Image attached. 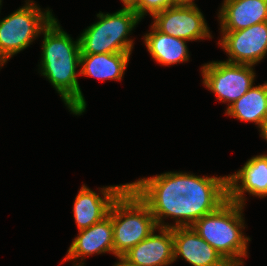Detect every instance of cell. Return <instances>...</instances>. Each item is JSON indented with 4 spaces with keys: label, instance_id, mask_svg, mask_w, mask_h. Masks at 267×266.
Listing matches in <instances>:
<instances>
[{
    "label": "cell",
    "instance_id": "cell-1",
    "mask_svg": "<svg viewBox=\"0 0 267 266\" xmlns=\"http://www.w3.org/2000/svg\"><path fill=\"white\" fill-rule=\"evenodd\" d=\"M128 185L148 205L158 228L192 226L228 199L227 176L166 172ZM166 217L175 218V224H164Z\"/></svg>",
    "mask_w": 267,
    "mask_h": 266
},
{
    "label": "cell",
    "instance_id": "cell-2",
    "mask_svg": "<svg viewBox=\"0 0 267 266\" xmlns=\"http://www.w3.org/2000/svg\"><path fill=\"white\" fill-rule=\"evenodd\" d=\"M41 33L44 35L41 75L53 85L69 111L81 115L87 104L77 80L80 71L76 68L80 66L81 56L79 38L73 41L55 17Z\"/></svg>",
    "mask_w": 267,
    "mask_h": 266
},
{
    "label": "cell",
    "instance_id": "cell-3",
    "mask_svg": "<svg viewBox=\"0 0 267 266\" xmlns=\"http://www.w3.org/2000/svg\"><path fill=\"white\" fill-rule=\"evenodd\" d=\"M243 205L229 198L215 211L197 220L192 227L225 261L242 262L247 257L249 237L243 235Z\"/></svg>",
    "mask_w": 267,
    "mask_h": 266
},
{
    "label": "cell",
    "instance_id": "cell-4",
    "mask_svg": "<svg viewBox=\"0 0 267 266\" xmlns=\"http://www.w3.org/2000/svg\"><path fill=\"white\" fill-rule=\"evenodd\" d=\"M111 219L117 258L158 229L150 208L129 185L112 203Z\"/></svg>",
    "mask_w": 267,
    "mask_h": 266
},
{
    "label": "cell",
    "instance_id": "cell-5",
    "mask_svg": "<svg viewBox=\"0 0 267 266\" xmlns=\"http://www.w3.org/2000/svg\"><path fill=\"white\" fill-rule=\"evenodd\" d=\"M98 22L87 27L79 36L81 54L131 53L133 40L127 36L140 19L132 8L115 13L97 14Z\"/></svg>",
    "mask_w": 267,
    "mask_h": 266
},
{
    "label": "cell",
    "instance_id": "cell-6",
    "mask_svg": "<svg viewBox=\"0 0 267 266\" xmlns=\"http://www.w3.org/2000/svg\"><path fill=\"white\" fill-rule=\"evenodd\" d=\"M45 11L28 0L25 6L0 20V67L26 49L51 22V10Z\"/></svg>",
    "mask_w": 267,
    "mask_h": 266
},
{
    "label": "cell",
    "instance_id": "cell-7",
    "mask_svg": "<svg viewBox=\"0 0 267 266\" xmlns=\"http://www.w3.org/2000/svg\"><path fill=\"white\" fill-rule=\"evenodd\" d=\"M201 72L204 86L217 100L228 102V107L253 86L256 76L253 65L227 61L209 62L203 65Z\"/></svg>",
    "mask_w": 267,
    "mask_h": 266
},
{
    "label": "cell",
    "instance_id": "cell-8",
    "mask_svg": "<svg viewBox=\"0 0 267 266\" xmlns=\"http://www.w3.org/2000/svg\"><path fill=\"white\" fill-rule=\"evenodd\" d=\"M153 26L169 36L195 41L212 38L202 12L196 4H174L153 16Z\"/></svg>",
    "mask_w": 267,
    "mask_h": 266
},
{
    "label": "cell",
    "instance_id": "cell-9",
    "mask_svg": "<svg viewBox=\"0 0 267 266\" xmlns=\"http://www.w3.org/2000/svg\"><path fill=\"white\" fill-rule=\"evenodd\" d=\"M218 44L229 55L227 62L255 65L267 55V21L238 31H221Z\"/></svg>",
    "mask_w": 267,
    "mask_h": 266
},
{
    "label": "cell",
    "instance_id": "cell-10",
    "mask_svg": "<svg viewBox=\"0 0 267 266\" xmlns=\"http://www.w3.org/2000/svg\"><path fill=\"white\" fill-rule=\"evenodd\" d=\"M127 186L128 183L103 187L100 190L103 195L101 197L83 184L73 205V216L78 230L89 228L106 217L114 200Z\"/></svg>",
    "mask_w": 267,
    "mask_h": 266
},
{
    "label": "cell",
    "instance_id": "cell-11",
    "mask_svg": "<svg viewBox=\"0 0 267 266\" xmlns=\"http://www.w3.org/2000/svg\"><path fill=\"white\" fill-rule=\"evenodd\" d=\"M228 198L245 205L244 193L267 196V154L257 155L249 159L236 173L227 176ZM241 183V184H240Z\"/></svg>",
    "mask_w": 267,
    "mask_h": 266
},
{
    "label": "cell",
    "instance_id": "cell-12",
    "mask_svg": "<svg viewBox=\"0 0 267 266\" xmlns=\"http://www.w3.org/2000/svg\"><path fill=\"white\" fill-rule=\"evenodd\" d=\"M147 238L127 251L122 258L133 266H167L174 260L173 228L159 227Z\"/></svg>",
    "mask_w": 267,
    "mask_h": 266
},
{
    "label": "cell",
    "instance_id": "cell-13",
    "mask_svg": "<svg viewBox=\"0 0 267 266\" xmlns=\"http://www.w3.org/2000/svg\"><path fill=\"white\" fill-rule=\"evenodd\" d=\"M79 235L73 239L63 261H76L85 256L111 252L114 254L113 225L111 219V207L109 213L101 221L89 228L79 230Z\"/></svg>",
    "mask_w": 267,
    "mask_h": 266
},
{
    "label": "cell",
    "instance_id": "cell-14",
    "mask_svg": "<svg viewBox=\"0 0 267 266\" xmlns=\"http://www.w3.org/2000/svg\"><path fill=\"white\" fill-rule=\"evenodd\" d=\"M174 260L180 256L192 266H220L224 258L192 226L174 227Z\"/></svg>",
    "mask_w": 267,
    "mask_h": 266
},
{
    "label": "cell",
    "instance_id": "cell-15",
    "mask_svg": "<svg viewBox=\"0 0 267 266\" xmlns=\"http://www.w3.org/2000/svg\"><path fill=\"white\" fill-rule=\"evenodd\" d=\"M221 31H238L267 21V0H223Z\"/></svg>",
    "mask_w": 267,
    "mask_h": 266
},
{
    "label": "cell",
    "instance_id": "cell-16",
    "mask_svg": "<svg viewBox=\"0 0 267 266\" xmlns=\"http://www.w3.org/2000/svg\"><path fill=\"white\" fill-rule=\"evenodd\" d=\"M131 53L81 54L80 75L104 80L122 79Z\"/></svg>",
    "mask_w": 267,
    "mask_h": 266
},
{
    "label": "cell",
    "instance_id": "cell-17",
    "mask_svg": "<svg viewBox=\"0 0 267 266\" xmlns=\"http://www.w3.org/2000/svg\"><path fill=\"white\" fill-rule=\"evenodd\" d=\"M144 42L153 59L162 65H173L189 60L186 40L169 36L151 25V32L144 35Z\"/></svg>",
    "mask_w": 267,
    "mask_h": 266
},
{
    "label": "cell",
    "instance_id": "cell-18",
    "mask_svg": "<svg viewBox=\"0 0 267 266\" xmlns=\"http://www.w3.org/2000/svg\"><path fill=\"white\" fill-rule=\"evenodd\" d=\"M226 115L260 127L267 119V82L252 86L244 95L227 107Z\"/></svg>",
    "mask_w": 267,
    "mask_h": 266
},
{
    "label": "cell",
    "instance_id": "cell-19",
    "mask_svg": "<svg viewBox=\"0 0 267 266\" xmlns=\"http://www.w3.org/2000/svg\"><path fill=\"white\" fill-rule=\"evenodd\" d=\"M174 4V0H139L132 9L141 20L146 13H149L153 17L155 14L164 11Z\"/></svg>",
    "mask_w": 267,
    "mask_h": 266
},
{
    "label": "cell",
    "instance_id": "cell-20",
    "mask_svg": "<svg viewBox=\"0 0 267 266\" xmlns=\"http://www.w3.org/2000/svg\"><path fill=\"white\" fill-rule=\"evenodd\" d=\"M261 131V136L263 139L267 141V119L263 122V124L259 127Z\"/></svg>",
    "mask_w": 267,
    "mask_h": 266
},
{
    "label": "cell",
    "instance_id": "cell-21",
    "mask_svg": "<svg viewBox=\"0 0 267 266\" xmlns=\"http://www.w3.org/2000/svg\"><path fill=\"white\" fill-rule=\"evenodd\" d=\"M124 4V8H133L139 0H121Z\"/></svg>",
    "mask_w": 267,
    "mask_h": 266
},
{
    "label": "cell",
    "instance_id": "cell-22",
    "mask_svg": "<svg viewBox=\"0 0 267 266\" xmlns=\"http://www.w3.org/2000/svg\"><path fill=\"white\" fill-rule=\"evenodd\" d=\"M244 263L236 261H225L220 266H242Z\"/></svg>",
    "mask_w": 267,
    "mask_h": 266
},
{
    "label": "cell",
    "instance_id": "cell-23",
    "mask_svg": "<svg viewBox=\"0 0 267 266\" xmlns=\"http://www.w3.org/2000/svg\"><path fill=\"white\" fill-rule=\"evenodd\" d=\"M175 4H188L193 5L195 4L193 0H174Z\"/></svg>",
    "mask_w": 267,
    "mask_h": 266
},
{
    "label": "cell",
    "instance_id": "cell-24",
    "mask_svg": "<svg viewBox=\"0 0 267 266\" xmlns=\"http://www.w3.org/2000/svg\"><path fill=\"white\" fill-rule=\"evenodd\" d=\"M119 262L116 263L114 266H133L126 262L122 257H118Z\"/></svg>",
    "mask_w": 267,
    "mask_h": 266
},
{
    "label": "cell",
    "instance_id": "cell-25",
    "mask_svg": "<svg viewBox=\"0 0 267 266\" xmlns=\"http://www.w3.org/2000/svg\"><path fill=\"white\" fill-rule=\"evenodd\" d=\"M73 264H75L74 266H84L83 264L84 263H82V262H79L78 264L77 263H73ZM81 264V265H80Z\"/></svg>",
    "mask_w": 267,
    "mask_h": 266
}]
</instances>
